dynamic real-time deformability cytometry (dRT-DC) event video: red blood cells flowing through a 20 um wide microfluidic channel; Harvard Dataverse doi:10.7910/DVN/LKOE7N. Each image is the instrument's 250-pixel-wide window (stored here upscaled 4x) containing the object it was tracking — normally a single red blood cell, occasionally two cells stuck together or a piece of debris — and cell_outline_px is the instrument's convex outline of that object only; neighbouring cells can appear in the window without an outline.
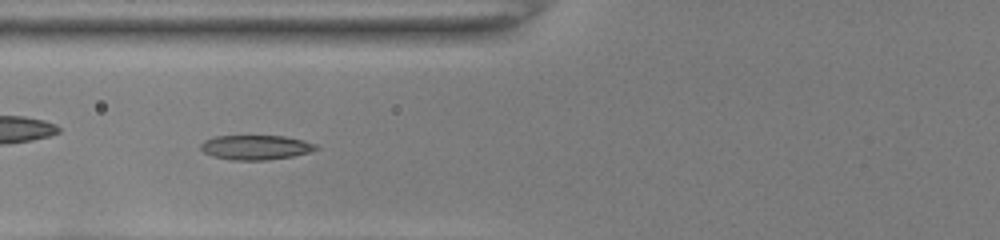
{"species": "common noctule bat (a hibernating species)", "species_latin": "Nyctalus noctula", "temperature_condition": "room temperature", "stored_images_in_passage": 37, "segment_of_instrument_passage": [1, 2], "camera_frame_rate_fps": 3000, "um_per_image_px": 0.085, "animal": {"sex": "female", "body_mass_g": 22.0, "forearm_length_mm": 56.7}, "frame": {"image": 1, "passage_image": 6, "time_ms": 1.667, "image_size_px": [1000, 240], "cell_outline_px": [[320, 148], [308, 152], [292, 156], [268, 160], [232, 160], [212, 156], [204, 152], [200, 148], [200, 144], [204, 140], [216, 136], [284, 136], [304, 140], [316, 144]], "centroid_in_image_um": [21.73, 12.52], "position_along_channel_um": 104.1, "area_um2": 16.53}}